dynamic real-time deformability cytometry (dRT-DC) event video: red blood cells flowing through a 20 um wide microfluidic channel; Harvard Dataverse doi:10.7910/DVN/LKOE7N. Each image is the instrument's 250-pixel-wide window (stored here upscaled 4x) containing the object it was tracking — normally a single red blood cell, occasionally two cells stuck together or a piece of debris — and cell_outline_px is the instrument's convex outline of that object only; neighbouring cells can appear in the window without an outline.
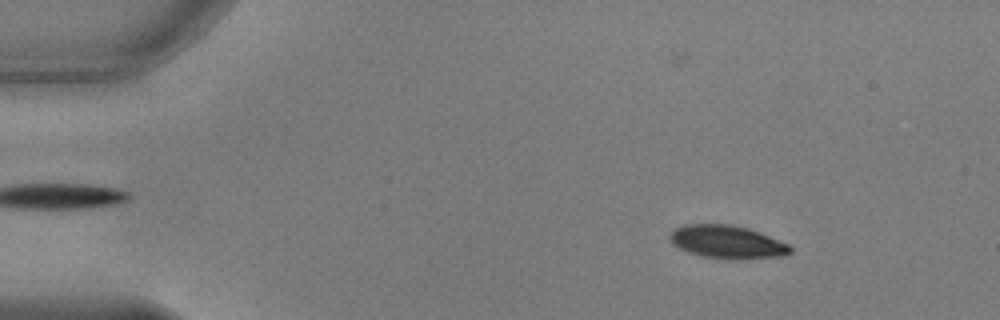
{"species": "common noctule bat (a hibernating species)", "species_latin": "Nyctalus noctula", "temperature_condition": "warm", "stored_images_in_passage": 53, "camera_frame_rate_fps": 3000, "um_per_image_px": 0.085, "animal": {"sex": "male", "body_mass_g": 17.9, "forearm_length_mm": 54.2}, "frame": {"image": 1, "passage_image": 7, "time_ms": 2.0, "image_size_px": [1000, 320], "cell_outline_px": [[792, 252], [784, 256], [740, 260], [704, 256], [688, 252], [672, 244], [668, 240], [668, 236], [676, 228], [684, 224], [728, 224], [748, 228], [788, 244], [792, 248]], "centroid_in_image_um": [61.8, 20.57], "position_along_channel_um": 23.2, "area_um2": 23.18}}
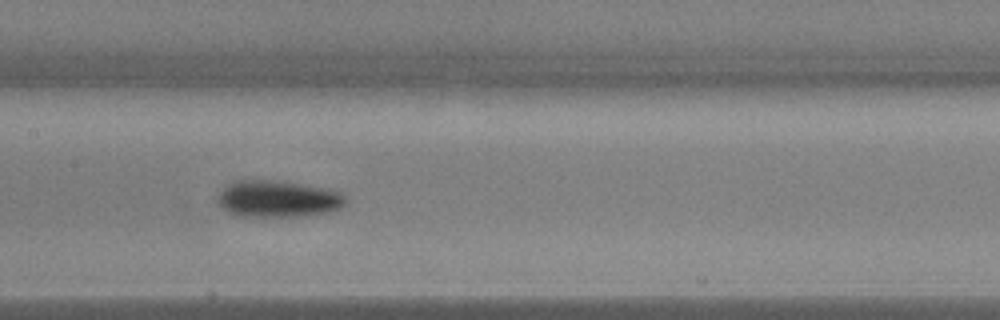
{"frame": {"image": 2, "passage_image": 26, "time_ms": 8.333, "image_size_px": [1000, 320], "cell_outline_px": [[348, 204], [332, 212], [296, 216], [236, 216], [228, 212], [216, 204], [216, 196], [228, 184], [236, 180], [268, 180], [328, 188], [340, 192], [348, 200]], "centroid_in_image_um": [23.61, 16.91], "position_along_channel_um": 183.8, "area_um2": 27.57}}
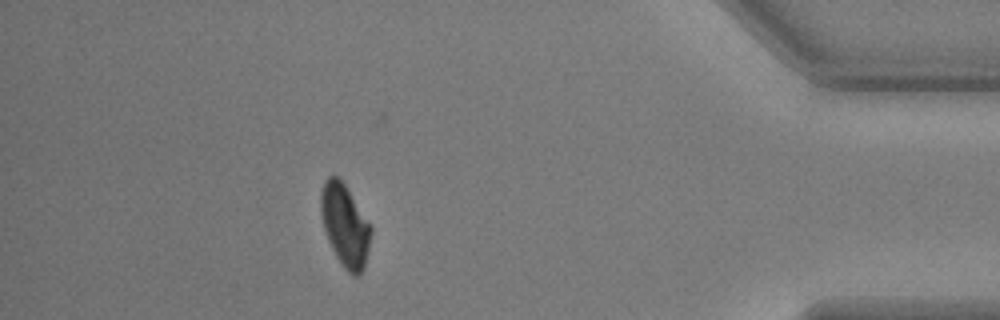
{"frame": {"image": 3, "passage_image": 47, "time_ms": 15.333, "image_size_px": [1000, 320], "cell_outline_px": [[372, 232], [364, 268], [360, 276], [352, 276], [344, 268], [336, 256], [328, 240], [324, 228], [320, 208], [320, 192], [324, 180], [328, 176], [336, 176], [344, 184], [372, 228]], "centroid_in_image_um": [29.31, 19.18], "position_along_channel_um": 405.9, "area_um2": 23.76}, "authors_computed_cell_mechanics": {"area_um2": 24.7384, "velocity_mm_per_s": 3.8124, "shape_relaxation_time_tau1_ms": 2.043, "shape_relaxation_time_tau2_ms": 2.9922, "deformation_change_tau1": 0.1277, "deformation_change_tau2": 0.0643}}